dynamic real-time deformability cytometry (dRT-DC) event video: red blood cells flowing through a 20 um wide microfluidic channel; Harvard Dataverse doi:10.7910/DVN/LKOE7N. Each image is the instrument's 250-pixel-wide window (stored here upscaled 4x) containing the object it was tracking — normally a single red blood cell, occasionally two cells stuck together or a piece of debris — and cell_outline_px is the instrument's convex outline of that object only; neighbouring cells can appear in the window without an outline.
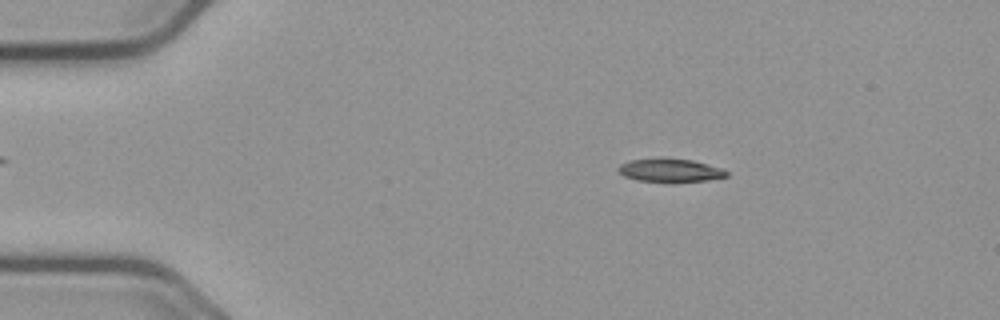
{"species": "common noctule bat (a hibernating species)", "species_latin": "Nyctalus noctula", "temperature_condition": "cold", "stored_images_in_passage": 55, "camera_frame_rate_fps": 3000, "um_per_image_px": 0.085, "animal": {"sex": "male", "body_mass_g": 23.1, "forearm_length_mm": 52.7}, "frame": {"image": 1, "passage_image": 9, "time_ms": 2.667, "image_size_px": [1000, 320], "cell_outline_px": [[728, 176], [708, 180], [672, 184], [636, 180], [624, 176], [616, 168], [620, 164], [628, 160], [660, 156], [664, 156], [692, 160], [720, 168], [728, 172]], "centroid_in_image_um": [56.9, 14.48], "position_along_channel_um": 28.1, "area_um2": 15.61}}
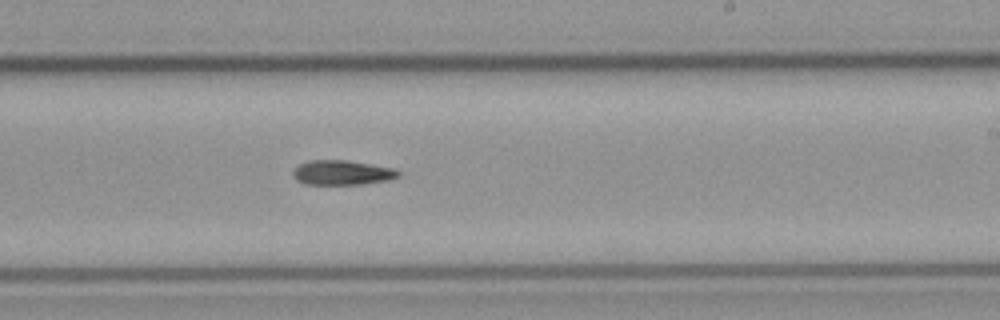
{"frame": {"image": 2, "passage_image": 33, "time_ms": 10.667, "image_size_px": [1000, 320], "cell_outline_px": [[400, 176], [388, 180], [364, 184], [304, 184], [296, 180], [292, 176], [292, 172], [300, 164], [308, 160], [344, 160], [396, 168], [400, 172]], "centroid_in_image_um": [29.08, 14.67], "position_along_channel_um": 259.9, "area_um2": 15.2}}
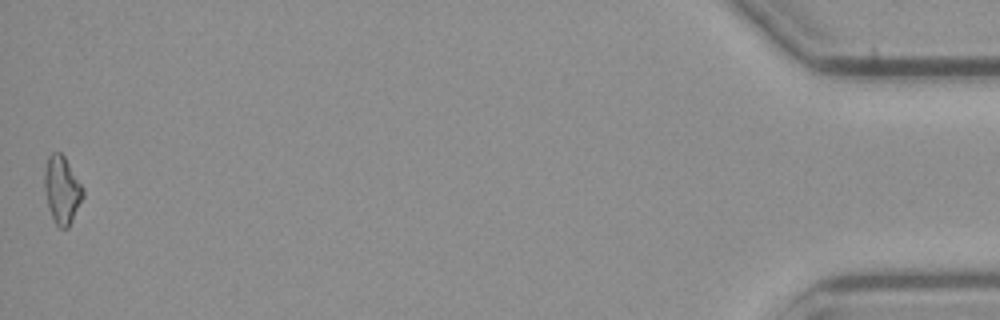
{"frame": {"image": 3, "passage_image": 55, "time_ms": 18.0, "image_size_px": [1000, 320], "cell_outline_px": [[84, 196], [68, 228], [60, 228], [56, 224], [48, 208], [44, 188], [44, 172], [48, 156], [52, 152], [60, 152], [64, 156], [84, 188]], "centroid_in_image_um": [5.26, 16.13], "position_along_channel_um": 429.9, "area_um2": 15.14}, "authors_computed_cell_mechanics": {"area_um2": 15.1436, "velocity_mm_per_s": 3.6761, "shape_relaxation_time_tau1_ms": 9.2874, "shape_relaxation_time_tau2_ms": null, "deformation_change_tau1": 0.2067, "deformation_change_tau2": null}}